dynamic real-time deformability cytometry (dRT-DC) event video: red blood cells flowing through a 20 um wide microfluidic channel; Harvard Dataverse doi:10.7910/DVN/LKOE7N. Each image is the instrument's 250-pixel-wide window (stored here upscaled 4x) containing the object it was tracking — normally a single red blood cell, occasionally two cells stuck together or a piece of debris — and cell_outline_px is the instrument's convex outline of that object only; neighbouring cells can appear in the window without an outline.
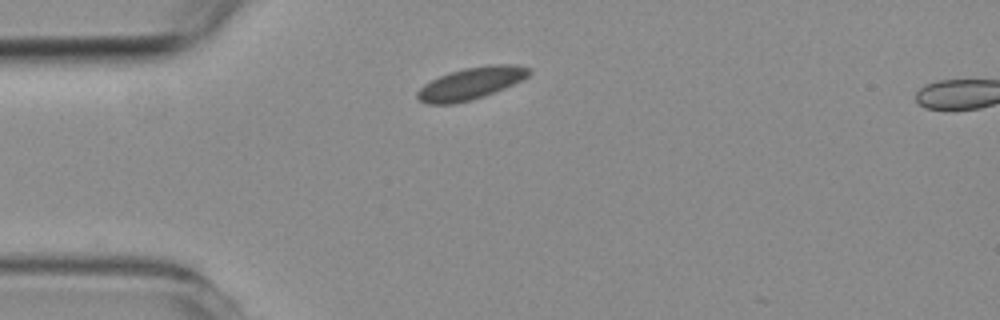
{"species": "common noctule bat (a hibernating species)", "species_latin": "Nyctalus noctula", "temperature_condition": "room temperature", "stored_images_in_passage": 5, "camera_frame_rate_fps": 3000, "um_per_image_px": 0.085, "animal": {"sex": "female", "body_mass_g": 19.3, "forearm_length_mm": 54.1}, "frame": {"image": 1, "passage_image": 5, "time_ms": 5.667, "image_size_px": [1000, 320], "cell_outline_px": [[532, 72], [524, 80], [484, 96], [472, 100], [456, 104], [428, 104], [420, 100], [416, 96], [416, 92], [424, 84], [440, 76], [464, 68], [488, 64], [516, 64], [532, 68]], "centroid_in_image_um": [40.08, 7.08], "position_along_channel_um": 44.9, "area_um2": 21.04}}